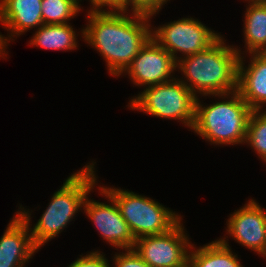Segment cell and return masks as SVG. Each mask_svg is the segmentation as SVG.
Segmentation results:
<instances>
[{
    "mask_svg": "<svg viewBox=\"0 0 266 267\" xmlns=\"http://www.w3.org/2000/svg\"><path fill=\"white\" fill-rule=\"evenodd\" d=\"M68 267H110L108 259L101 251H90L86 255H79Z\"/></svg>",
    "mask_w": 266,
    "mask_h": 267,
    "instance_id": "21",
    "label": "cell"
},
{
    "mask_svg": "<svg viewBox=\"0 0 266 267\" xmlns=\"http://www.w3.org/2000/svg\"><path fill=\"white\" fill-rule=\"evenodd\" d=\"M95 164L94 161L89 162L81 170L67 177L61 188L53 194L48 207L33 228L30 224L33 211L30 212V209L26 210L20 205L17 212L28 223L32 241L38 249L57 237L75 218L76 213L82 211L87 195L98 185Z\"/></svg>",
    "mask_w": 266,
    "mask_h": 267,
    "instance_id": "3",
    "label": "cell"
},
{
    "mask_svg": "<svg viewBox=\"0 0 266 267\" xmlns=\"http://www.w3.org/2000/svg\"><path fill=\"white\" fill-rule=\"evenodd\" d=\"M221 36L198 19L189 16L152 28L153 39L176 61L207 50Z\"/></svg>",
    "mask_w": 266,
    "mask_h": 267,
    "instance_id": "7",
    "label": "cell"
},
{
    "mask_svg": "<svg viewBox=\"0 0 266 267\" xmlns=\"http://www.w3.org/2000/svg\"><path fill=\"white\" fill-rule=\"evenodd\" d=\"M71 23L67 24H43L36 29L29 44L47 50H75L78 47V34Z\"/></svg>",
    "mask_w": 266,
    "mask_h": 267,
    "instance_id": "16",
    "label": "cell"
},
{
    "mask_svg": "<svg viewBox=\"0 0 266 267\" xmlns=\"http://www.w3.org/2000/svg\"><path fill=\"white\" fill-rule=\"evenodd\" d=\"M206 96L221 98L223 101L218 99L219 102L205 106L198 96L192 131L211 145L245 144L247 122L253 110L242 99L239 91Z\"/></svg>",
    "mask_w": 266,
    "mask_h": 267,
    "instance_id": "4",
    "label": "cell"
},
{
    "mask_svg": "<svg viewBox=\"0 0 266 267\" xmlns=\"http://www.w3.org/2000/svg\"><path fill=\"white\" fill-rule=\"evenodd\" d=\"M81 7L73 0H42V19L44 24H67Z\"/></svg>",
    "mask_w": 266,
    "mask_h": 267,
    "instance_id": "19",
    "label": "cell"
},
{
    "mask_svg": "<svg viewBox=\"0 0 266 267\" xmlns=\"http://www.w3.org/2000/svg\"><path fill=\"white\" fill-rule=\"evenodd\" d=\"M125 0H92L90 10L116 11ZM104 7V8H103ZM106 8V9H105Z\"/></svg>",
    "mask_w": 266,
    "mask_h": 267,
    "instance_id": "23",
    "label": "cell"
},
{
    "mask_svg": "<svg viewBox=\"0 0 266 267\" xmlns=\"http://www.w3.org/2000/svg\"><path fill=\"white\" fill-rule=\"evenodd\" d=\"M168 1L170 0H125L116 11L146 16L152 19Z\"/></svg>",
    "mask_w": 266,
    "mask_h": 267,
    "instance_id": "20",
    "label": "cell"
},
{
    "mask_svg": "<svg viewBox=\"0 0 266 267\" xmlns=\"http://www.w3.org/2000/svg\"><path fill=\"white\" fill-rule=\"evenodd\" d=\"M83 41L100 53L108 72L119 77L152 37L151 18L107 10H88Z\"/></svg>",
    "mask_w": 266,
    "mask_h": 267,
    "instance_id": "1",
    "label": "cell"
},
{
    "mask_svg": "<svg viewBox=\"0 0 266 267\" xmlns=\"http://www.w3.org/2000/svg\"><path fill=\"white\" fill-rule=\"evenodd\" d=\"M248 3H260V4H266V0H245Z\"/></svg>",
    "mask_w": 266,
    "mask_h": 267,
    "instance_id": "25",
    "label": "cell"
},
{
    "mask_svg": "<svg viewBox=\"0 0 266 267\" xmlns=\"http://www.w3.org/2000/svg\"><path fill=\"white\" fill-rule=\"evenodd\" d=\"M226 223L229 238L266 258V211L256 200L249 199L230 214Z\"/></svg>",
    "mask_w": 266,
    "mask_h": 267,
    "instance_id": "11",
    "label": "cell"
},
{
    "mask_svg": "<svg viewBox=\"0 0 266 267\" xmlns=\"http://www.w3.org/2000/svg\"><path fill=\"white\" fill-rule=\"evenodd\" d=\"M113 267H151L136 253L134 249H125L113 257Z\"/></svg>",
    "mask_w": 266,
    "mask_h": 267,
    "instance_id": "22",
    "label": "cell"
},
{
    "mask_svg": "<svg viewBox=\"0 0 266 267\" xmlns=\"http://www.w3.org/2000/svg\"><path fill=\"white\" fill-rule=\"evenodd\" d=\"M7 48H8V45L5 43L2 33H0V58L1 57L7 58L6 57L8 55V51H6Z\"/></svg>",
    "mask_w": 266,
    "mask_h": 267,
    "instance_id": "24",
    "label": "cell"
},
{
    "mask_svg": "<svg viewBox=\"0 0 266 267\" xmlns=\"http://www.w3.org/2000/svg\"><path fill=\"white\" fill-rule=\"evenodd\" d=\"M73 1H74L77 5H79V6L81 5V4H79L81 0H73ZM89 2H90V4H91L90 6H92V0H90Z\"/></svg>",
    "mask_w": 266,
    "mask_h": 267,
    "instance_id": "27",
    "label": "cell"
},
{
    "mask_svg": "<svg viewBox=\"0 0 266 267\" xmlns=\"http://www.w3.org/2000/svg\"><path fill=\"white\" fill-rule=\"evenodd\" d=\"M234 47L221 36L207 50L179 59L177 69L184 78L178 79L197 97L237 90L239 57L245 51Z\"/></svg>",
    "mask_w": 266,
    "mask_h": 267,
    "instance_id": "2",
    "label": "cell"
},
{
    "mask_svg": "<svg viewBox=\"0 0 266 267\" xmlns=\"http://www.w3.org/2000/svg\"><path fill=\"white\" fill-rule=\"evenodd\" d=\"M266 108L253 110L247 122L245 143L266 163Z\"/></svg>",
    "mask_w": 266,
    "mask_h": 267,
    "instance_id": "18",
    "label": "cell"
},
{
    "mask_svg": "<svg viewBox=\"0 0 266 267\" xmlns=\"http://www.w3.org/2000/svg\"><path fill=\"white\" fill-rule=\"evenodd\" d=\"M197 96L178 78L143 88L130 99L129 109L151 116L179 120L192 130Z\"/></svg>",
    "mask_w": 266,
    "mask_h": 267,
    "instance_id": "5",
    "label": "cell"
},
{
    "mask_svg": "<svg viewBox=\"0 0 266 267\" xmlns=\"http://www.w3.org/2000/svg\"><path fill=\"white\" fill-rule=\"evenodd\" d=\"M15 214L0 238V267H25L39 251L28 223L17 211Z\"/></svg>",
    "mask_w": 266,
    "mask_h": 267,
    "instance_id": "12",
    "label": "cell"
},
{
    "mask_svg": "<svg viewBox=\"0 0 266 267\" xmlns=\"http://www.w3.org/2000/svg\"><path fill=\"white\" fill-rule=\"evenodd\" d=\"M248 4L243 20L245 53H266V4Z\"/></svg>",
    "mask_w": 266,
    "mask_h": 267,
    "instance_id": "17",
    "label": "cell"
},
{
    "mask_svg": "<svg viewBox=\"0 0 266 267\" xmlns=\"http://www.w3.org/2000/svg\"><path fill=\"white\" fill-rule=\"evenodd\" d=\"M103 188L117 203L135 239L166 233L183 220V216L155 199L112 186Z\"/></svg>",
    "mask_w": 266,
    "mask_h": 267,
    "instance_id": "6",
    "label": "cell"
},
{
    "mask_svg": "<svg viewBox=\"0 0 266 267\" xmlns=\"http://www.w3.org/2000/svg\"><path fill=\"white\" fill-rule=\"evenodd\" d=\"M177 61L151 37L121 75H128L135 86L148 87L174 79Z\"/></svg>",
    "mask_w": 266,
    "mask_h": 267,
    "instance_id": "10",
    "label": "cell"
},
{
    "mask_svg": "<svg viewBox=\"0 0 266 267\" xmlns=\"http://www.w3.org/2000/svg\"><path fill=\"white\" fill-rule=\"evenodd\" d=\"M98 191L108 198L110 204L89 199L87 195L83 204L85 215L93 222L103 240L115 247V250L133 249L136 239L123 219L117 203L101 185H98Z\"/></svg>",
    "mask_w": 266,
    "mask_h": 267,
    "instance_id": "9",
    "label": "cell"
},
{
    "mask_svg": "<svg viewBox=\"0 0 266 267\" xmlns=\"http://www.w3.org/2000/svg\"><path fill=\"white\" fill-rule=\"evenodd\" d=\"M228 241L224 236L197 248L192 244L188 257L192 267H243Z\"/></svg>",
    "mask_w": 266,
    "mask_h": 267,
    "instance_id": "15",
    "label": "cell"
},
{
    "mask_svg": "<svg viewBox=\"0 0 266 267\" xmlns=\"http://www.w3.org/2000/svg\"><path fill=\"white\" fill-rule=\"evenodd\" d=\"M42 0H0V22L8 34L3 36L10 45L28 30L42 26ZM15 37V39H13Z\"/></svg>",
    "mask_w": 266,
    "mask_h": 267,
    "instance_id": "13",
    "label": "cell"
},
{
    "mask_svg": "<svg viewBox=\"0 0 266 267\" xmlns=\"http://www.w3.org/2000/svg\"><path fill=\"white\" fill-rule=\"evenodd\" d=\"M250 62L245 65L244 56L239 57L238 91L252 110L266 107V53H249Z\"/></svg>",
    "mask_w": 266,
    "mask_h": 267,
    "instance_id": "14",
    "label": "cell"
},
{
    "mask_svg": "<svg viewBox=\"0 0 266 267\" xmlns=\"http://www.w3.org/2000/svg\"><path fill=\"white\" fill-rule=\"evenodd\" d=\"M179 267H192V265H191V263L188 260L187 262H185L183 265H181Z\"/></svg>",
    "mask_w": 266,
    "mask_h": 267,
    "instance_id": "26",
    "label": "cell"
},
{
    "mask_svg": "<svg viewBox=\"0 0 266 267\" xmlns=\"http://www.w3.org/2000/svg\"><path fill=\"white\" fill-rule=\"evenodd\" d=\"M182 220L170 231L136 239L133 249L151 267H179L188 261L193 243Z\"/></svg>",
    "mask_w": 266,
    "mask_h": 267,
    "instance_id": "8",
    "label": "cell"
}]
</instances>
